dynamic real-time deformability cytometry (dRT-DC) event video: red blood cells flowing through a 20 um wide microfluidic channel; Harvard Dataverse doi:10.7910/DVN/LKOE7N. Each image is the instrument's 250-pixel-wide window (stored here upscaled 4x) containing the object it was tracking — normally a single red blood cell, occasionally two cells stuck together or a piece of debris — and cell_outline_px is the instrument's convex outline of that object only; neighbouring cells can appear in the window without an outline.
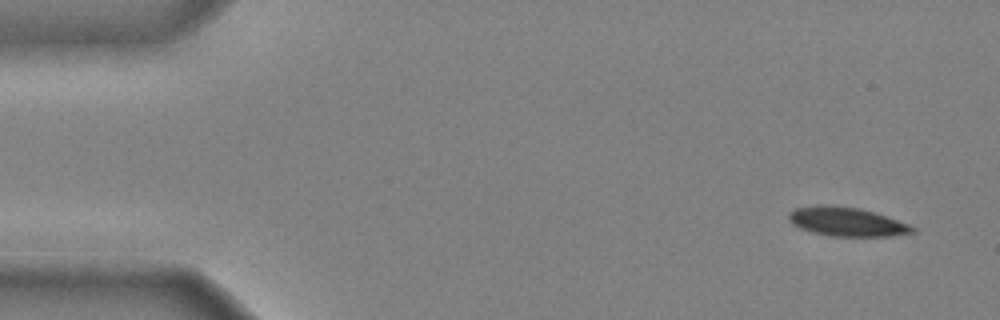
{"species": "common noctule bat (a hibernating species)", "species_latin": "Nyctalus noctula", "temperature_condition": "cold", "stored_images_in_passage": 11, "camera_frame_rate_fps": 3000, "um_per_image_px": 0.085, "animal": {"sex": "male", "body_mass_g": 20.4}, "frame": {"image": 1, "passage_image": 2, "time_ms": 0.333, "image_size_px": [1000, 320], "cell_outline_px": [[916, 232], [888, 236], [832, 236], [812, 232], [800, 228], [792, 224], [788, 220], [788, 212], [796, 208], [816, 204], [824, 204], [860, 208], [908, 224], [916, 228]], "centroid_in_image_um": [71.91, 18.84], "position_along_channel_um": 13.1, "area_um2": 20.81}}